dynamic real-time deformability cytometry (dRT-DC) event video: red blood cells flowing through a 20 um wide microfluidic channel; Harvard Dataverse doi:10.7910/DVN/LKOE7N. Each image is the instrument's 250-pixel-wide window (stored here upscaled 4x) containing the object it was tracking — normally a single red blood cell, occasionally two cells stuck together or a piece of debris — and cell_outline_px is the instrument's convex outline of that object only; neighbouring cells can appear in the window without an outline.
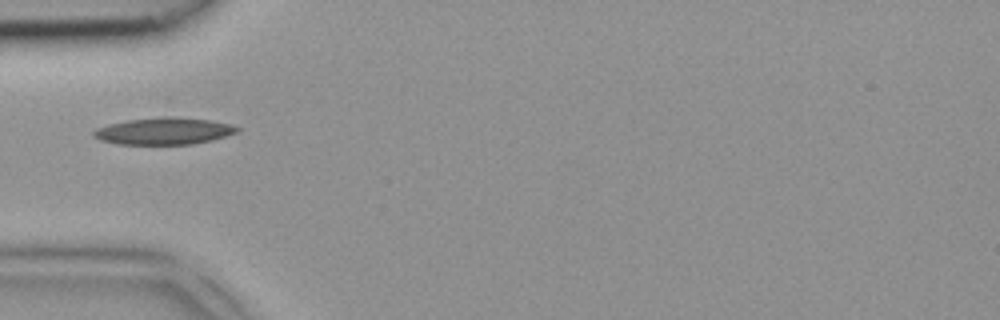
{"species": "common noctule bat (a hibernating species)", "species_latin": "Nyctalus noctula", "temperature_condition": "room temperature", "stored_images_in_passage": 2, "camera_frame_rate_fps": 3000, "um_per_image_px": 0.085, "animal": {"sex": "female", "body_mass_g": 18.4}, "frame": {"image": 1, "passage_image": 1, "time_ms": 0.0, "image_size_px": [1000, 320], "cell_outline_px": [[240, 132], [212, 140], [192, 144], [116, 144], [100, 140], [92, 136], [92, 132], [96, 128], [108, 124], [128, 120], [168, 116], [208, 120], [232, 124], [240, 128]], "centroid_in_image_um": [13.93, 11.14], "position_along_channel_um": 71.1, "area_um2": 22.54}}